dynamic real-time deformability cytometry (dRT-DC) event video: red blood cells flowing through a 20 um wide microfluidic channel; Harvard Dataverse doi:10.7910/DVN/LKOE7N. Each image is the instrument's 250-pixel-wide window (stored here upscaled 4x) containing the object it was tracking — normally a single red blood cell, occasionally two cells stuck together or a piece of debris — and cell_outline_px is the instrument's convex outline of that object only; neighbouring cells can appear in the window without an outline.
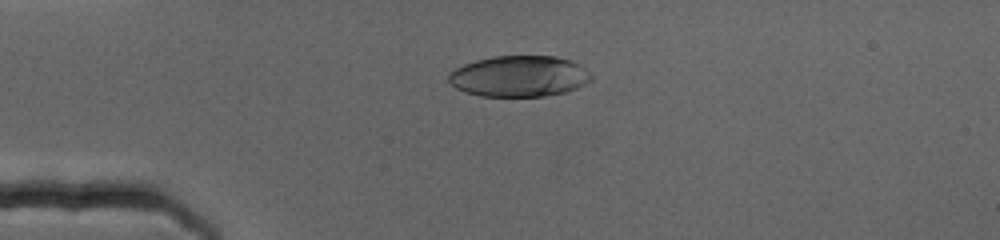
{"species": "human", "species_latin": "Homo sapiens", "temperature_condition": "cold", "stored_images_in_passage": 55, "camera_frame_rate_fps": 3000, "um_per_image_px": 0.085, "donor": {"sex": "female"}, "frame": {"image": 1, "passage_image": 1, "time_ms": 0.0, "image_size_px": [1000, 240], "cell_outline_px": [[592, 80], [576, 88], [564, 92], [544, 96], [480, 96], [456, 88], [448, 80], [448, 72], [464, 64], [476, 60], [492, 56], [556, 56], [580, 64], [592, 76]], "centroid_in_image_um": [44.12, 6.47], "position_along_channel_um": 40.9, "area_um2": 33.99}}
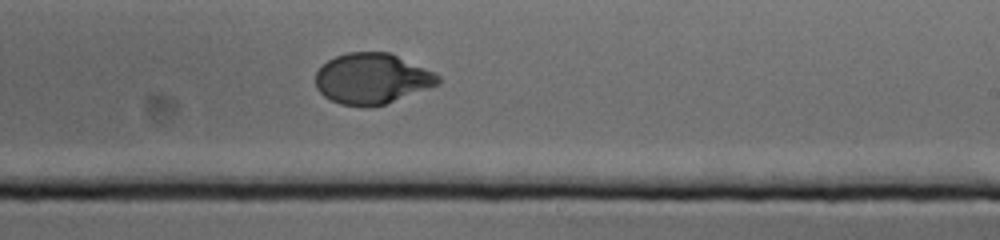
{"frame": {"image": 2, "passage_image": 27, "time_ms": 8.667, "image_size_px": [1000, 240], "cell_outline_px": [[440, 84], [384, 104], [368, 108], [364, 108], [340, 104], [324, 96], [316, 88], [316, 72], [328, 60], [336, 56], [348, 52], [388, 52], [424, 68], [440, 76]], "centroid_in_image_um": [31.59, 6.7], "position_along_channel_um": 257.4, "area_um2": 35.95}}
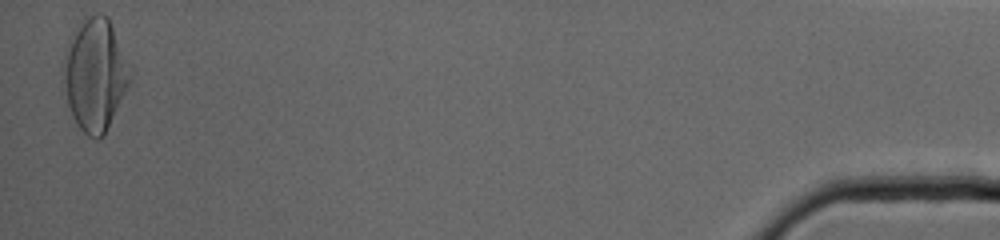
{"frame": {"image": 3, "passage_image": 54, "time_ms": 17.667, "image_size_px": [1000, 240], "cell_outline_px": [[128, 84], [104, 136], [96, 140], [88, 136], [76, 124], [72, 116], [68, 104], [60, 64], [68, 40], [72, 32], [88, 16], [96, 12], [100, 12], [108, 16], [128, 76]], "centroid_in_image_um": [7.96, 6.37], "position_along_channel_um": 427.2, "area_um2": 42.37}}